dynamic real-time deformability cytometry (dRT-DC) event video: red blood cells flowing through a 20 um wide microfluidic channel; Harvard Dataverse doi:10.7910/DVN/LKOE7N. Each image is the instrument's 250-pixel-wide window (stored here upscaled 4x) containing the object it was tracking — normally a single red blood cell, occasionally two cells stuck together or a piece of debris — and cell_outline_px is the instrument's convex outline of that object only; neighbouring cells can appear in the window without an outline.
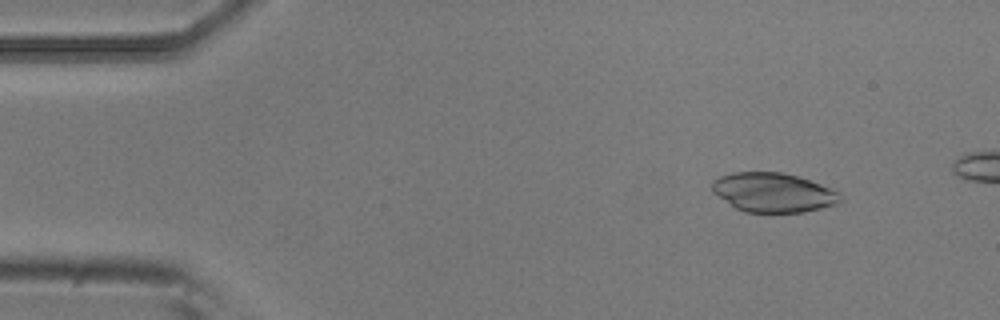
{"species": "common noctule bat (a hibernating species)", "species_latin": "Nyctalus noctula", "temperature_condition": "room temperature", "stored_images_in_passage": 4, "camera_frame_rate_fps": 3000, "um_per_image_px": 0.085, "animal": {"sex": "male", "body_mass_g": 20.5, "forearm_length_mm": 52.5}, "frame": {"image": 1, "passage_image": 1, "time_ms": 0.0, "image_size_px": [1000, 320], "cell_outline_px": [[844, 200], [840, 204], [804, 212], [744, 212], [736, 208], [712, 192], [712, 180], [720, 176], [732, 172], [780, 172], [796, 176], [820, 184], [836, 192]], "centroid_in_image_um": [65.71, 16.37], "position_along_channel_um": 19.3, "area_um2": 29.25}}